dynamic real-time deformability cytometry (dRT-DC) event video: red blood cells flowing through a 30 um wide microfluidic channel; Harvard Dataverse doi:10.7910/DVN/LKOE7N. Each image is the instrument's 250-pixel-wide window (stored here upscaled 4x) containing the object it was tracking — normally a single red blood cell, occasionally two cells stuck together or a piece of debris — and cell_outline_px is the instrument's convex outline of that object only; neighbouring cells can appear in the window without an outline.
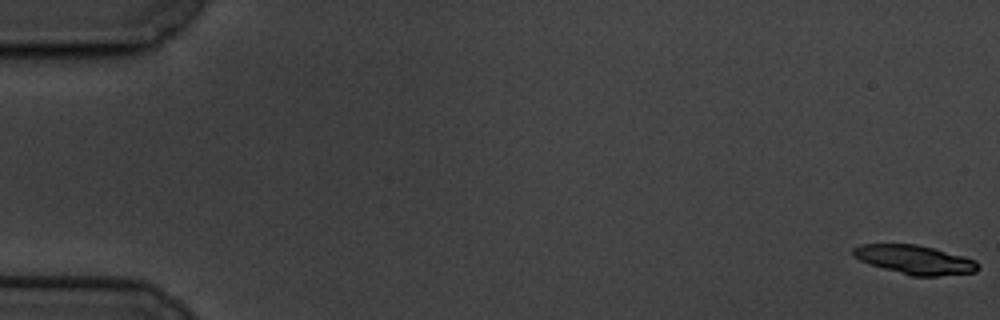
{"species": "common noctule bat (a hibernating species)", "species_latin": "Nyctalus noctula", "temperature_condition": "cold", "stored_images_in_passage": 60, "camera_frame_rate_fps": 3000, "um_per_image_px": 0.085, "animal": {"sex": "male", "body_mass_g": 19.5, "forearm_length_mm": 54.6}, "frame": {"image": 1, "passage_image": 1, "time_ms": 0.0, "image_size_px": [1000, 320], "cell_outline_px": [[980, 268], [976, 272], [940, 276], [912, 276], [868, 264], [852, 256], [852, 248], [860, 244], [916, 244], [964, 256], [976, 260]], "centroid_in_image_um": [77.74, 22.07], "position_along_channel_um": 7.3, "area_um2": 21.15}}
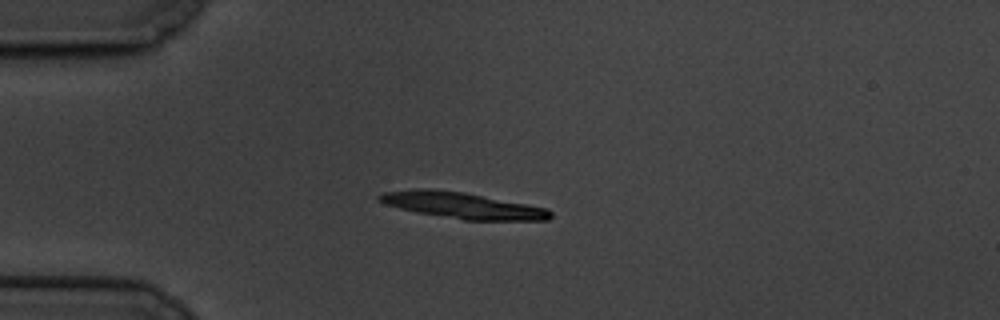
{"frame": {"image": 2, "passage_image": 16, "time_ms": 5.0, "image_size_px": [1000, 320], "cell_outline_px": [[552, 216], [548, 220], [464, 220], [416, 212], [400, 208], [376, 200], [376, 196], [384, 192], [420, 188], [432, 188], [464, 192], [528, 204], [548, 208], [552, 212]], "centroid_in_image_um": [39.32, 17.45], "position_along_channel_um": 45.7, "area_um2": 26.13}, "authors_computed_cell_mechanics": {"area_um2": 21.5594, "velocity_mm_per_s": 3.3726, "shape_relaxation_time_tau1_ms": 1.6672, "shape_relaxation_time_tau2_ms": null, "deformation_change_tau1": 0.117, "deformation_change_tau2": null}}